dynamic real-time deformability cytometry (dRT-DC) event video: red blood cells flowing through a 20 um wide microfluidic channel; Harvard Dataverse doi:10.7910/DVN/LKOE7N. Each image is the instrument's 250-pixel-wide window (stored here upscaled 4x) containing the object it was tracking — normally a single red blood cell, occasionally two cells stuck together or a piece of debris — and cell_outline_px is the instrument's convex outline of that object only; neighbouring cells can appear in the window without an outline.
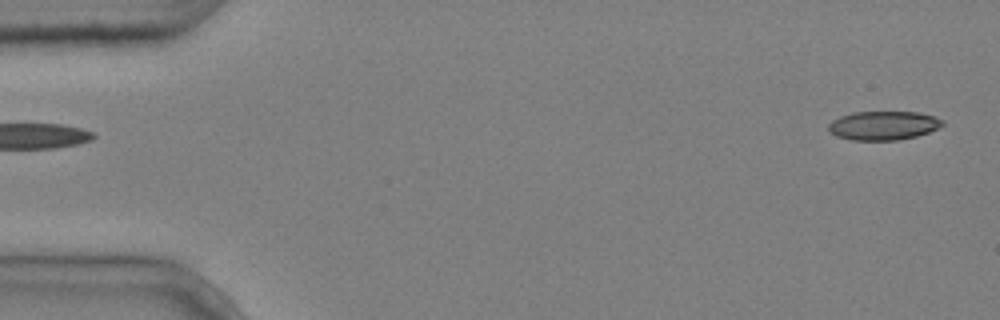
{"species": "common noctule bat (a hibernating species)", "species_latin": "Nyctalus noctula", "temperature_condition": "cold", "stored_images_in_passage": 6, "segment_of_instrument_passage": [2, 2], "camera_frame_rate_fps": 3000, "um_per_image_px": 0.085, "animal": {"sex": "male", "body_mass_g": 20.4}, "frame": {"image": 1, "passage_image": 6, "time_ms": 1.667, "image_size_px": [1000, 320], "cell_outline_px": [[944, 124], [928, 132], [916, 136], [900, 140], [852, 140], [836, 136], [828, 132], [828, 124], [832, 120], [840, 116], [852, 112], [916, 112], [932, 116], [944, 120]], "centroid_in_image_um": [75.04, 10.67], "position_along_channel_um": 10.0, "area_um2": 19.19}}